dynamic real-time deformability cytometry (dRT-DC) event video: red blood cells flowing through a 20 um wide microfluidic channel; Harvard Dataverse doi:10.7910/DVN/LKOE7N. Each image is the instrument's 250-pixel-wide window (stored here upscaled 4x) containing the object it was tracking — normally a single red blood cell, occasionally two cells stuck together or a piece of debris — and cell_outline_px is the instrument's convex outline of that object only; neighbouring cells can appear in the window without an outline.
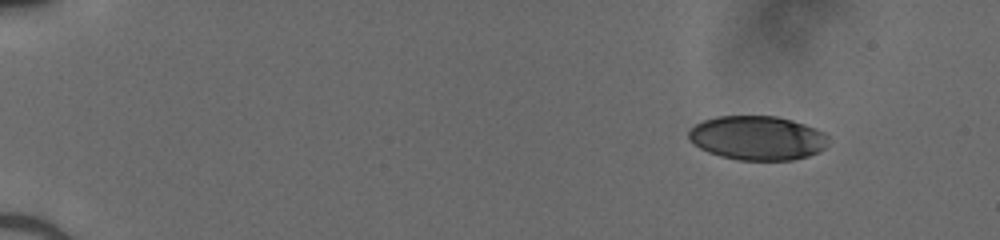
{"species": "human", "species_latin": "Homo sapiens", "temperature_condition": "cold", "stored_images_in_passage": 46, "camera_frame_rate_fps": 3000, "um_per_image_px": 0.085, "donor": {"sex": "male"}, "frame": {"image": 1, "passage_image": 1, "time_ms": 0.0, "image_size_px": [1000, 240], "cell_outline_px": [[828, 144], [824, 148], [808, 156], [792, 160], [740, 160], [720, 156], [708, 152], [700, 148], [688, 140], [688, 128], [704, 120], [716, 116], [776, 116], [792, 120], [816, 128], [824, 132], [828, 136]], "centroid_in_image_um": [64.36, 11.72], "position_along_channel_um": 20.6, "area_um2": 36.13}}
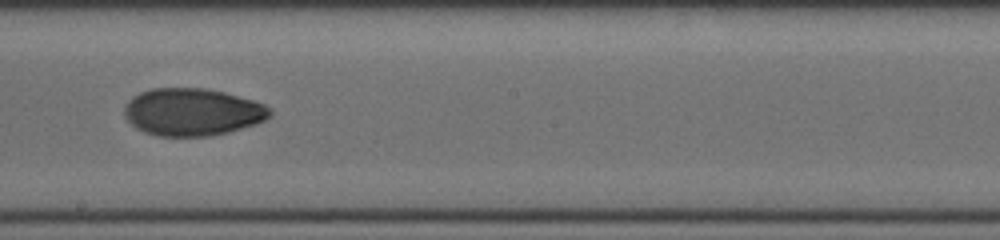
{"frame": {"image": 2, "passage_image": 26, "time_ms": 8.333, "image_size_px": [1000, 240], "cell_outline_px": [[272, 116], [264, 120], [228, 132], [208, 136], [160, 136], [144, 132], [136, 128], [124, 116], [124, 108], [128, 100], [132, 96], [140, 92], [152, 88], [204, 88], [224, 92], [252, 100], [264, 104], [272, 112]], "centroid_in_image_um": [16.31, 9.51], "position_along_channel_um": 231.9, "area_um2": 40.06}}
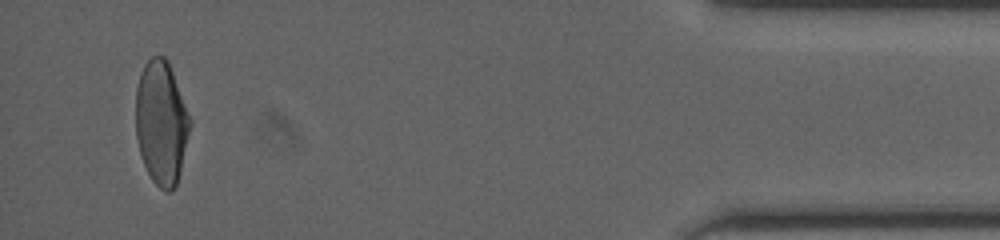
{"frame": {"image": 3, "passage_image": 44, "time_ms": 14.333, "image_size_px": [1000, 240], "cell_outline_px": [[192, 124], [180, 172], [176, 184], [168, 192], [160, 188], [152, 180], [144, 164], [140, 152], [136, 136], [136, 88], [140, 72], [144, 64], [152, 56], [164, 56], [168, 60], [192, 120]], "centroid_in_image_um": [13.72, 10.39], "position_along_channel_um": 421.5, "area_um2": 39.25}}